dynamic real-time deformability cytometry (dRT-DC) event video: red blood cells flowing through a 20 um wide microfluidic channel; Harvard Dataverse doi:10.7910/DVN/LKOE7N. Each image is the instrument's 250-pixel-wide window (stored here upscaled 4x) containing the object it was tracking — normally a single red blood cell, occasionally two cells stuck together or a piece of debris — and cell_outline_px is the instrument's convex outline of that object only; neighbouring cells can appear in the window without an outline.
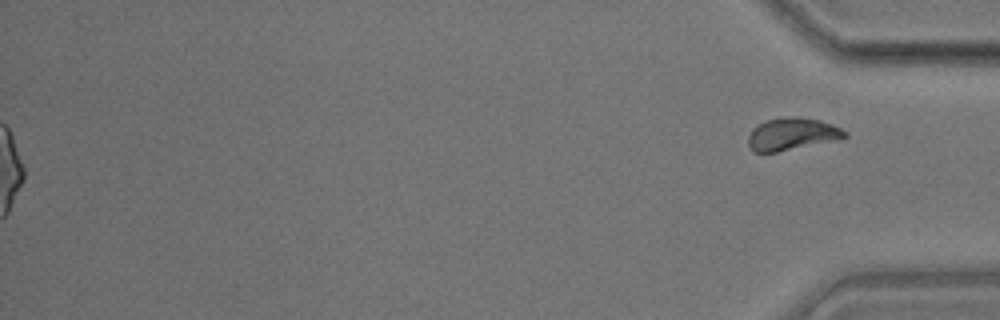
{"species": "common noctule bat (a hibernating species)", "species_latin": "Nyctalus noctula", "temperature_condition": "room temperature", "stored_images_in_passage": 40, "segment_of_instrument_passage": [2, 2], "camera_frame_rate_fps": 3000, "um_per_image_px": 0.085, "animal": {"sex": "male", "body_mass_g": 17.9}, "frame": {"image": 1, "passage_image": 40, "time_ms": 13.0, "image_size_px": [1000, 320], "cell_outline_px": [[848, 136], [840, 140], [776, 152], [752, 152], [748, 144], [748, 136], [752, 128], [768, 120], [792, 116], [796, 116], [820, 120], [832, 124], [848, 132]], "centroid_in_image_um": [67.36, 11.41], "position_along_channel_um": 367.8, "area_um2": 18.32}}